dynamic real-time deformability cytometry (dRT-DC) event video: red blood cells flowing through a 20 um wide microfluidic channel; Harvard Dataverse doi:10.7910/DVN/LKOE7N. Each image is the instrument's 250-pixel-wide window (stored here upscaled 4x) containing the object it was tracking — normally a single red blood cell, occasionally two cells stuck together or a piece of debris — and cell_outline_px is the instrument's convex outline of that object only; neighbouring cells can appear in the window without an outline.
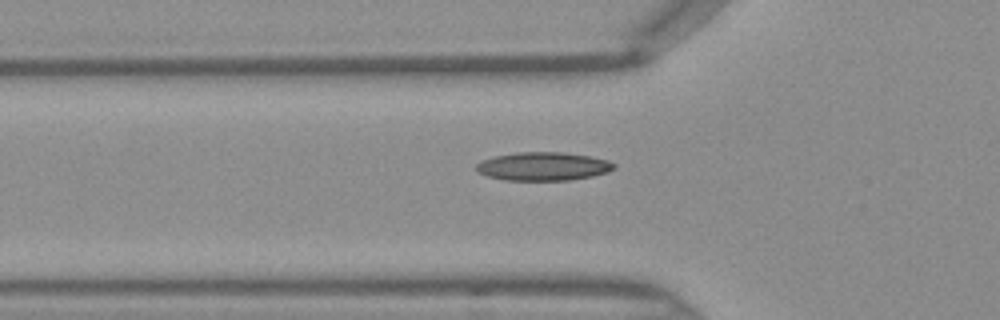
{"species": "Egyptian fruit bat (a non-hibernating species)", "species_latin": "Rousettus aegyptiacus", "temperature_condition": "warm", "stored_images_in_passage": 32, "camera_frame_rate_fps": 3000, "um_per_image_px": 0.085, "frame": {"image": 1, "passage_image": 4, "time_ms": 1.0, "image_size_px": [1000, 320], "cell_outline_px": [[616, 168], [608, 172], [592, 176], [568, 180], [504, 180], [488, 176], [476, 172], [476, 164], [480, 160], [492, 156], [516, 152], [564, 152], [592, 156], [608, 160], [616, 164]], "centroid_in_image_um": [46.16, 14.13], "position_along_channel_um": 79.6, "area_um2": 23.12}}
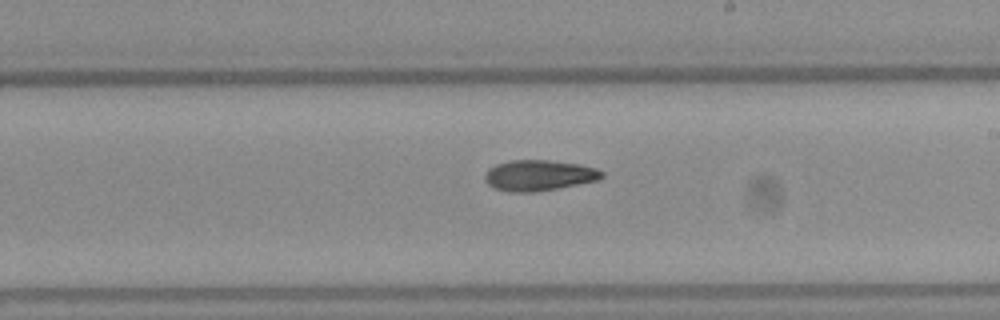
{"frame": {"image": 2, "passage_image": 15, "time_ms": 4.667, "image_size_px": [1000, 320], "cell_outline_px": [[604, 176], [600, 180], [536, 192], [508, 192], [496, 188], [488, 184], [484, 180], [484, 176], [488, 168], [496, 164], [512, 160], [548, 160], [580, 164], [596, 168], [604, 172]], "centroid_in_image_um": [45.82, 14.9], "position_along_channel_um": 243.2, "area_um2": 21.1}}
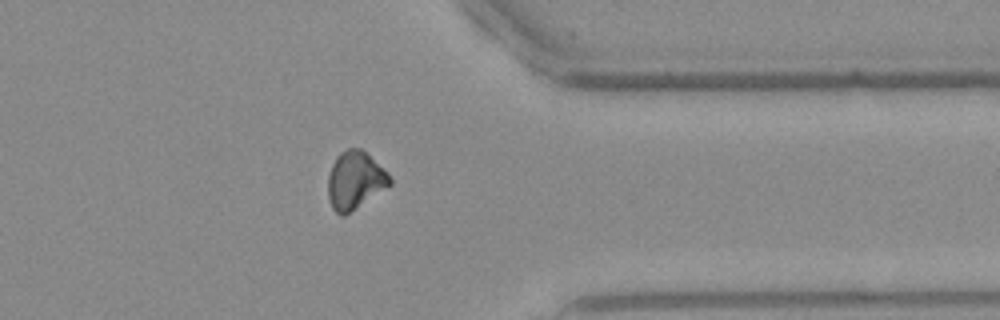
{"frame": {"image": 3, "passage_image": 25, "time_ms": 8.0, "image_size_px": [1000, 320], "cell_outline_px": [[392, 184], [344, 216], [340, 216], [332, 208], [328, 196], [328, 176], [332, 164], [336, 156], [340, 152], [348, 148], [360, 148], [388, 172], [392, 180]], "centroid_in_image_um": [30.16, 15.33], "position_along_channel_um": 381.2, "area_um2": 20.75}}